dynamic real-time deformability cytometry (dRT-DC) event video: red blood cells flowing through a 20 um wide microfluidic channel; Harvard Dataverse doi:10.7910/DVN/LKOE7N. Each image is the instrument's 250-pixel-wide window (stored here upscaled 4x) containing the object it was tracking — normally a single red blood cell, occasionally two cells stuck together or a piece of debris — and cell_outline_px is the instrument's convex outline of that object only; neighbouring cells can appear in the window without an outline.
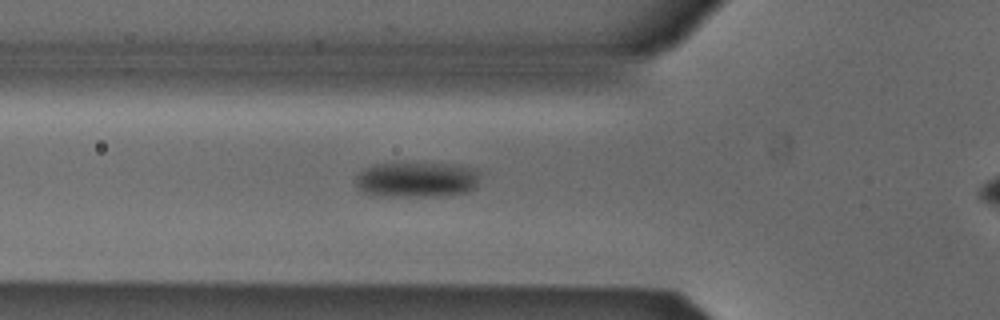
{"species": "Egyptian fruit bat (a non-hibernating species)", "species_latin": "Rousettus aegyptiacus", "temperature_condition": "cold", "stored_images_in_passage": 36, "camera_frame_rate_fps": 3000, "um_per_image_px": 0.085, "animal": {"sex": "male"}, "frame": {"image": 1, "passage_image": 8, "time_ms": 2.333, "image_size_px": [1000, 320], "cell_outline_px": [[480, 172], [476, 188], [468, 192], [444, 196], [388, 196], [364, 192], [356, 184], [356, 176], [364, 168], [376, 164], [452, 164], [476, 168]], "centroid_in_image_um": [35.5, 15.27], "position_along_channel_um": 90.3, "area_um2": 25.55}}
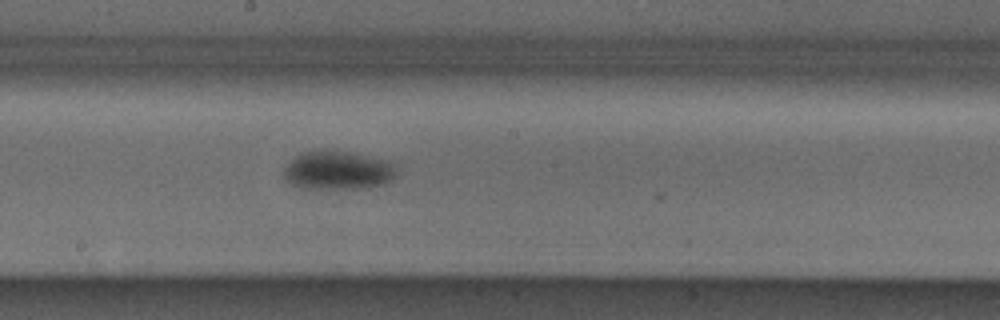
{"frame": {"image": 2, "passage_image": 18, "time_ms": 5.667, "image_size_px": [1000, 320], "cell_outline_px": [[396, 176], [392, 180], [384, 184], [368, 188], [308, 188], [292, 184], [284, 176], [284, 168], [296, 156], [308, 152], [348, 152], [384, 160], [396, 164]], "centroid_in_image_um": [28.79, 14.51], "position_along_channel_um": 219.4, "area_um2": 24.62}}
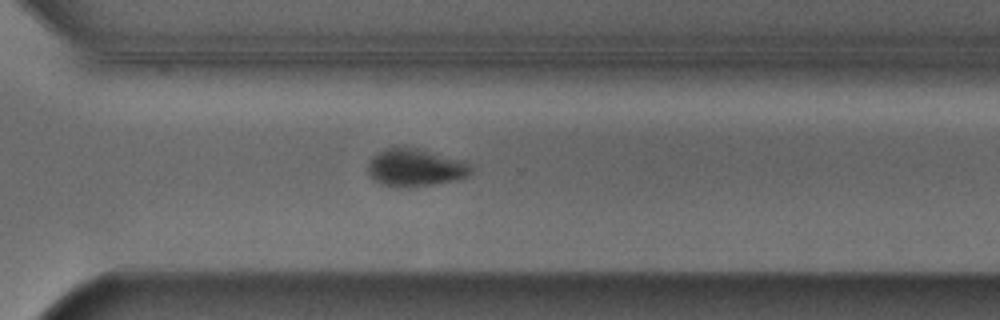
{"frame": {"image": 3, "passage_image": 27, "time_ms": 8.667, "image_size_px": [1000, 320], "cell_outline_px": [[472, 172], [468, 176], [456, 180], [408, 188], [396, 188], [380, 184], [368, 176], [368, 164], [372, 156], [376, 152], [384, 148], [404, 144], [464, 160], [472, 168]], "centroid_in_image_um": [35.25, 14.22], "position_along_channel_um": 335.3, "area_um2": 23.47}, "authors_computed_cell_mechanics": {"area_um2": 25.5765, "velocity_mm_per_s": 3.8709, "shape_relaxation_time_tau1_ms": 4.4712, "shape_relaxation_time_tau2_ms": null, "deformation_change_tau1": 0.1114, "deformation_change_tau2": null}}